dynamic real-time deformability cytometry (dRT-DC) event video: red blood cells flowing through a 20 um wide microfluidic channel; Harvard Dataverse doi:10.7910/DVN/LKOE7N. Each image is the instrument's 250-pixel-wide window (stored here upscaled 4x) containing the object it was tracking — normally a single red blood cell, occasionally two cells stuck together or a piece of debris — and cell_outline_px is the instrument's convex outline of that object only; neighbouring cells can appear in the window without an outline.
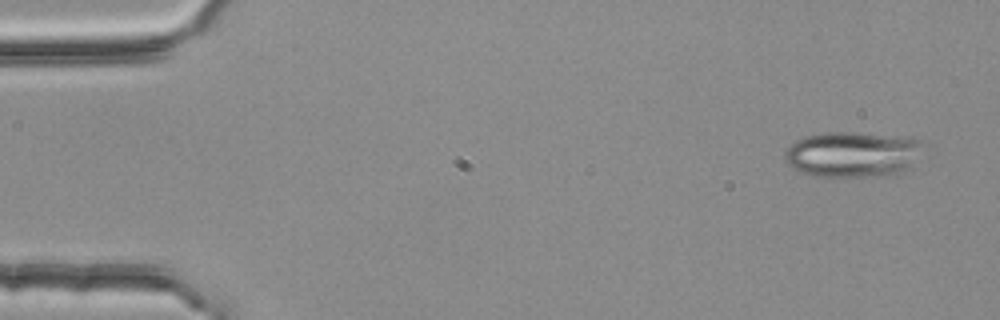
{"species": "common noctule bat (a hibernating species)", "species_latin": "Nyctalus noctula", "temperature_condition": "room temperature", "stored_images_in_passage": 4, "camera_frame_rate_fps": 3000, "um_per_image_px": 0.085, "animal": {"sex": "female", "body_mass_g": 25.1}, "frame": {"image": 1, "passage_image": 1, "time_ms": 0.0, "image_size_px": [1000, 320], "cell_outline_px": [[924, 140], [912, 168], [900, 172], [880, 176], [812, 176], [792, 168], [788, 164], [784, 156], [784, 152], [796, 140], [804, 136], [824, 132], [856, 132]], "centroid_in_image_um": [72.44, 13.12], "position_along_channel_um": 12.6, "area_um2": 36.65}}